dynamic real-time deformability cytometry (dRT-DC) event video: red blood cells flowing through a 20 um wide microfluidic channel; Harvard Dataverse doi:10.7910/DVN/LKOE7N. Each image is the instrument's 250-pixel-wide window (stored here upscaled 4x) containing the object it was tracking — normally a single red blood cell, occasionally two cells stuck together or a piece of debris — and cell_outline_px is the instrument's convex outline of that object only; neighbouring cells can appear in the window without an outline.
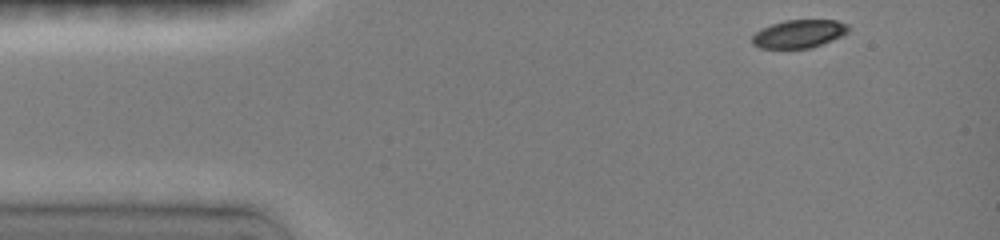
{"species": "common noctule bat (a hibernating species)", "species_latin": "Nyctalus noctula", "temperature_condition": "room temperature", "stored_images_in_passage": 16, "camera_frame_rate_fps": 3000, "um_per_image_px": 0.085, "animal": {"sex": "female", "body_mass_g": 19.0, "forearm_length_mm": 51.5}, "frame": {"image": 1, "passage_image": 1, "time_ms": 0.0, "image_size_px": [1000, 240], "cell_outline_px": [[848, 32], [832, 40], [812, 48], [760, 48], [752, 44], [752, 36], [756, 32], [772, 24], [784, 20], [836, 20], [848, 24]], "centroid_in_image_um": [67.91, 2.88], "position_along_channel_um": 17.1, "area_um2": 15.66}}
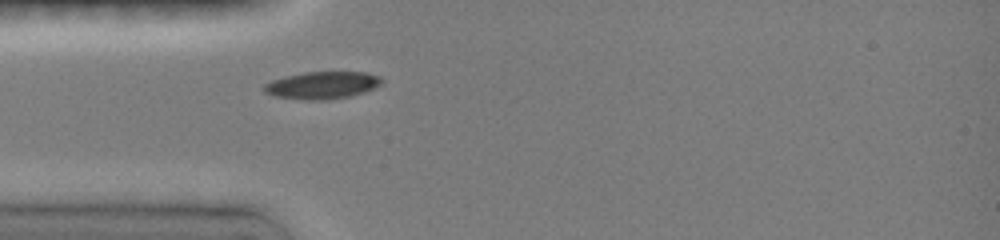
{"frame": {"image": 2, "passage_image": 6, "time_ms": 1.667, "image_size_px": [1000, 240], "cell_outline_px": [[380, 84], [364, 92], [348, 96], [324, 100], [308, 100], [276, 96], [264, 92], [264, 84], [272, 80], [304, 72], [368, 72], [380, 76]], "centroid_in_image_um": [27.37, 7.23], "position_along_channel_um": 57.6, "area_um2": 18.38}}
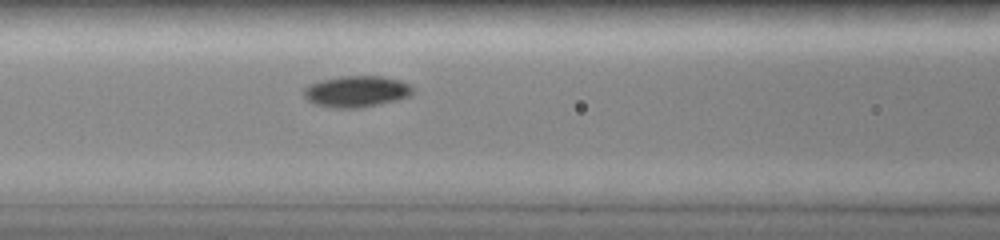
{"frame": {"image": 3, "passage_image": 11, "time_ms": 3.333, "image_size_px": [1000, 240], "cell_outline_px": [[412, 92], [408, 96], [396, 100], [380, 104], [360, 108], [332, 108], [316, 104], [308, 100], [304, 96], [304, 88], [312, 84], [324, 80], [340, 76], [380, 76], [400, 80], [408, 84], [412, 88]], "centroid_in_image_um": [30.3, 7.78], "position_along_channel_um": 136.3, "area_um2": 19.59}}